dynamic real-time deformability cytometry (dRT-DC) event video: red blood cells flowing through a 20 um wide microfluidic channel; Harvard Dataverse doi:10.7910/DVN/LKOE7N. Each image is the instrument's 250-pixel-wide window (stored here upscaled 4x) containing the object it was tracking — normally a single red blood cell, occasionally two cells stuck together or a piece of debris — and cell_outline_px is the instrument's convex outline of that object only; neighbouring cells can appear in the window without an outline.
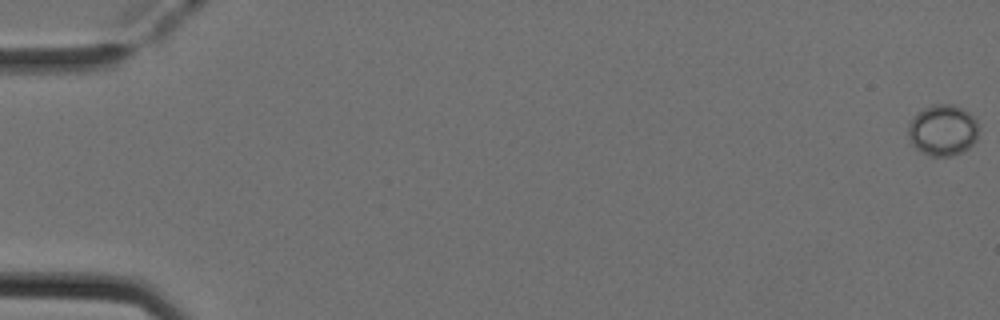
{"species": "Egyptian fruit bat (a non-hibernating species)", "species_latin": "Rousettus aegyptiacus", "temperature_condition": "cold", "stored_images_in_passage": 53, "camera_frame_rate_fps": 3000, "um_per_image_px": 0.085, "animal": {"sex": "female"}, "frame": {"image": 1, "passage_image": 1, "time_ms": 0.0, "image_size_px": [1000, 320], "cell_outline_px": [[980, 128], [976, 140], [964, 152], [952, 156], [932, 156], [920, 152], [908, 140], [908, 124], [924, 108], [932, 104], [956, 104], [964, 108], [976, 120]], "centroid_in_image_um": [80.16, 11.07], "position_along_channel_um": 4.8, "area_um2": 21.27}}
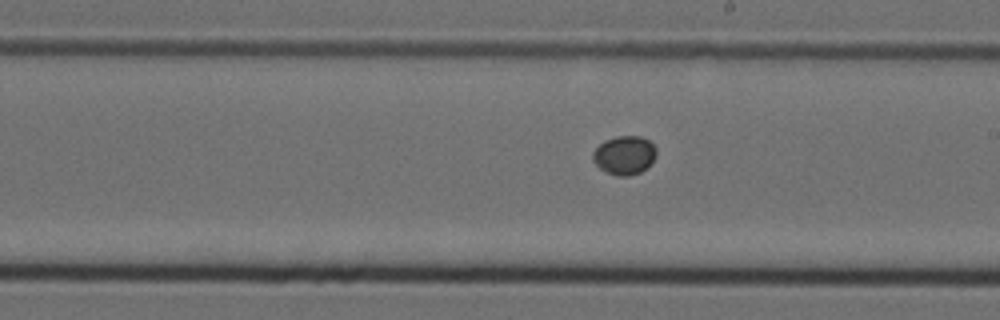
{"frame": {"image": 2, "passage_image": 31, "time_ms": 10.0, "image_size_px": [1000, 320], "cell_outline_px": [[656, 156], [648, 168], [640, 172], [628, 176], [616, 176], [600, 168], [592, 160], [592, 152], [604, 140], [616, 136], [640, 136], [648, 140], [656, 148]], "centroid_in_image_um": [53.08, 13.19], "position_along_channel_um": 235.9, "area_um2": 14.39}}
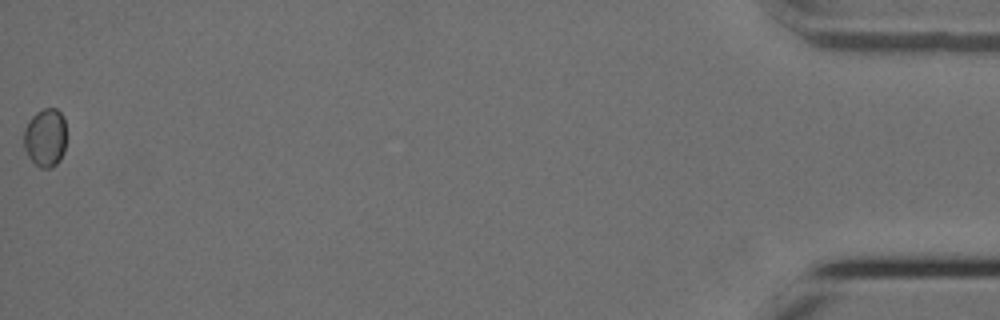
{"frame": {"image": 3, "passage_image": 53, "time_ms": 17.333, "image_size_px": [1000, 320], "cell_outline_px": [[64, 152], [60, 160], [52, 168], [40, 168], [28, 156], [24, 148], [24, 128], [28, 120], [36, 112], [44, 108], [56, 108], [64, 116]], "centroid_in_image_um": [3.83, 11.69], "position_along_channel_um": 431.4, "area_um2": 14.51}}